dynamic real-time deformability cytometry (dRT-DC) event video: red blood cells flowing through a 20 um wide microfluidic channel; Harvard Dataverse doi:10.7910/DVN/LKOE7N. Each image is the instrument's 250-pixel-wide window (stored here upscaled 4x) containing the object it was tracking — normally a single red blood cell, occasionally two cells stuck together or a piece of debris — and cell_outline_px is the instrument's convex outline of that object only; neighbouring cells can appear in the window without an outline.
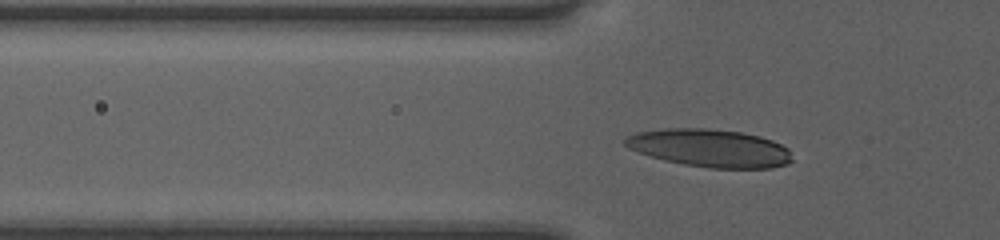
{"species": "human", "species_latin": "Homo sapiens", "temperature_condition": "room temperature", "stored_images_in_passage": 45, "camera_frame_rate_fps": 3000, "um_per_image_px": 0.085, "donor": {"sex": "female"}, "frame": {"image": 1, "passage_image": 13, "time_ms": 4.0, "image_size_px": [1000, 240], "cell_outline_px": [[792, 160], [788, 164], [772, 168], [708, 168], [684, 164], [664, 160], [628, 148], [624, 144], [624, 140], [628, 136], [636, 132], [664, 128], [708, 128], [740, 132], [760, 136], [772, 140], [788, 148]], "centroid_in_image_um": [60.35, 12.58], "position_along_channel_um": 65.5, "area_um2": 36.82}}
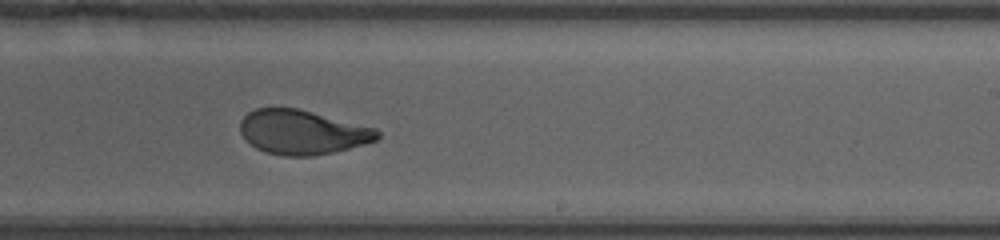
{"frame": {"image": 2, "passage_image": 28, "time_ms": 9.0, "image_size_px": [1000, 240], "cell_outline_px": [[380, 136], [376, 140], [348, 148], [332, 152], [312, 156], [284, 156], [268, 152], [256, 148], [240, 132], [240, 120], [248, 112], [256, 108], [296, 108], [376, 128], [380, 132]], "centroid_in_image_um": [25.69, 11.23], "position_along_channel_um": 263.3, "area_um2": 35.03}}
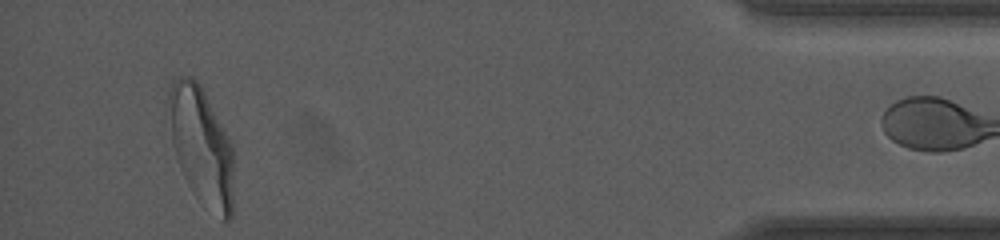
{"frame": {"image": 3, "passage_image": 44, "time_ms": 14.333, "image_size_px": [1000, 240], "cell_outline_px": [[232, 216], [228, 220], [224, 220], [196, 196], [192, 192], [180, 168], [176, 156], [172, 140], [168, 100], [168, 92], [172, 84], [180, 76], [192, 76], [200, 84], [232, 148]], "centroid_in_image_um": [17.1, 12.4], "position_along_channel_um": 418.1, "area_um2": 43.18}}